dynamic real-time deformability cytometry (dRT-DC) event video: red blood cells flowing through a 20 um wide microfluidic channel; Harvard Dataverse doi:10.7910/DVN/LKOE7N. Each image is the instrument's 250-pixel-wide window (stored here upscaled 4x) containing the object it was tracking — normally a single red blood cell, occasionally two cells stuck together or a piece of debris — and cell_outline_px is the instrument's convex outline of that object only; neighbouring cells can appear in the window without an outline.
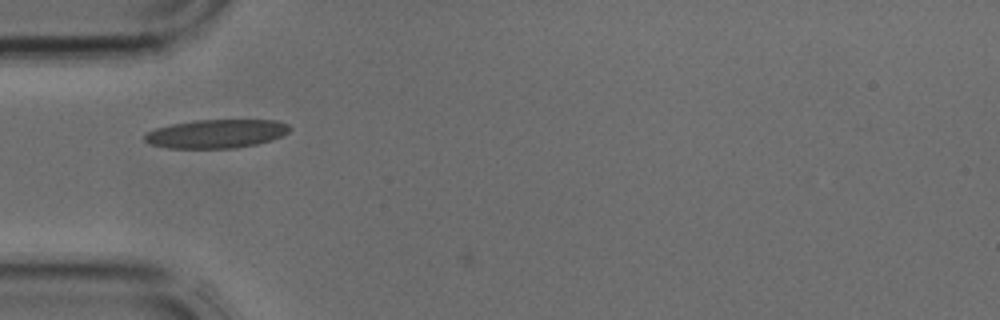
{"species": "common noctule bat (a hibernating species)", "species_latin": "Nyctalus noctula", "temperature_condition": "cold", "stored_images_in_passage": 1, "camera_frame_rate_fps": 3000, "um_per_image_px": 0.085, "animal": {"sex": "male", "body_mass_g": 17.9, "forearm_length_mm": 54.2}, "frame": {"image": 1, "passage_image": 1, "time_ms": 0.0, "image_size_px": [1000, 320], "cell_outline_px": [[292, 128], [288, 132], [272, 140], [256, 144], [236, 148], [168, 148], [152, 144], [144, 140], [144, 136], [148, 132], [156, 128], [172, 124], [192, 120], [276, 120], [288, 124]], "centroid_in_image_um": [18.41, 11.36], "position_along_channel_um": 66.6, "area_um2": 24.16}}